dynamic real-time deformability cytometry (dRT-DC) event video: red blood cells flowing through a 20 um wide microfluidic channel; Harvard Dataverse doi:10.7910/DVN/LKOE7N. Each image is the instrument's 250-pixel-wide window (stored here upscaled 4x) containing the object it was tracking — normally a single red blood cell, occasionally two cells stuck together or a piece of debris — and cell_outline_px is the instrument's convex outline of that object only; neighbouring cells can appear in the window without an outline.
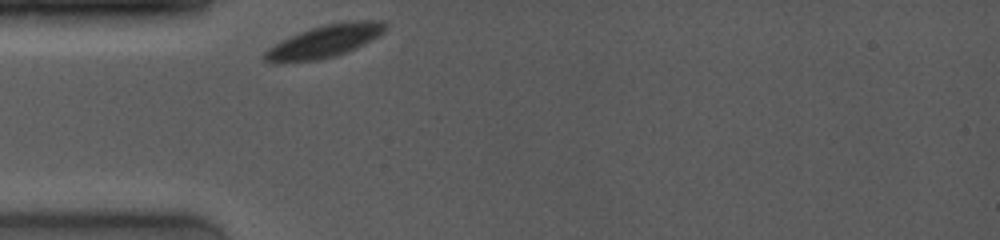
{"species": "common noctule bat (a hibernating species)", "species_latin": "Nyctalus noctula", "temperature_condition": "room temperature", "stored_images_in_passage": 35, "camera_frame_rate_fps": 4000, "um_per_image_px": 0.085, "animal": {"sex": "female", "body_mass_g": 19.0, "forearm_length_mm": 53.3}, "frame": {"image": 1, "passage_image": 1, "time_ms": 0.0, "image_size_px": [1000, 240], "cell_outline_px": [[388, 28], [384, 32], [344, 52], [332, 56], [316, 60], [280, 64], [276, 64], [264, 60], [264, 52], [268, 48], [280, 40], [300, 32], [312, 28], [328, 24], [348, 20], [384, 20], [388, 24]], "centroid_in_image_um": [27.54, 3.5], "position_along_channel_um": 57.5, "area_um2": 22.66}}
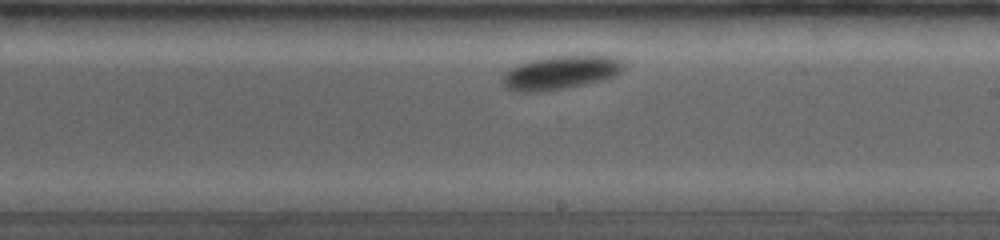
{"frame": {"image": 2, "passage_image": 20, "time_ms": 5.25, "image_size_px": [1000, 240], "cell_outline_px": [[624, 68], [620, 72], [612, 76], [600, 80], [584, 84], [564, 88], [532, 92], [512, 92], [504, 84], [504, 72], [516, 64], [532, 60], [552, 56], [616, 56], [624, 60]], "centroid_in_image_um": [47.65, 6.16], "position_along_channel_um": 241.4, "area_um2": 23.47}}
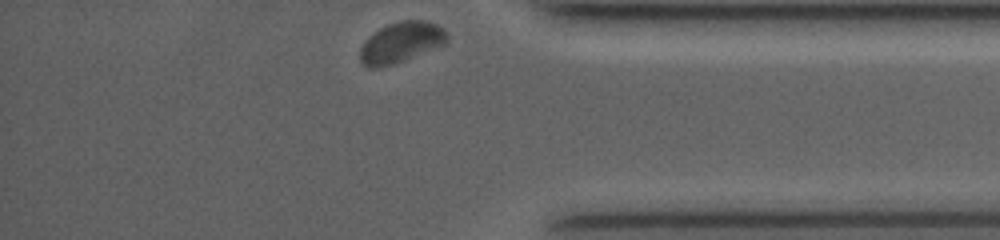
{"frame": {"image": 3, "passage_image": 35, "time_ms": 9.75, "image_size_px": [1000, 240], "cell_outline_px": [[448, 40], [444, 44], [404, 60], [392, 64], [376, 68], [368, 68], [360, 60], [360, 48], [364, 40], [368, 36], [380, 28], [388, 24], [400, 20], [424, 20], [436, 24], [444, 28], [448, 32]], "centroid_in_image_um": [34.08, 3.58], "position_along_channel_um": 401.1, "area_um2": 20.58}, "authors_computed_cell_mechanics": {"area_um2": 22.6576, "velocity_mm_per_s": 3.6046, "shape_relaxation_time_tau1_ms": 7.8853, "shape_relaxation_time_tau2_ms": null, "deformation_change_tau1": 0.1724, "deformation_change_tau2": null}}